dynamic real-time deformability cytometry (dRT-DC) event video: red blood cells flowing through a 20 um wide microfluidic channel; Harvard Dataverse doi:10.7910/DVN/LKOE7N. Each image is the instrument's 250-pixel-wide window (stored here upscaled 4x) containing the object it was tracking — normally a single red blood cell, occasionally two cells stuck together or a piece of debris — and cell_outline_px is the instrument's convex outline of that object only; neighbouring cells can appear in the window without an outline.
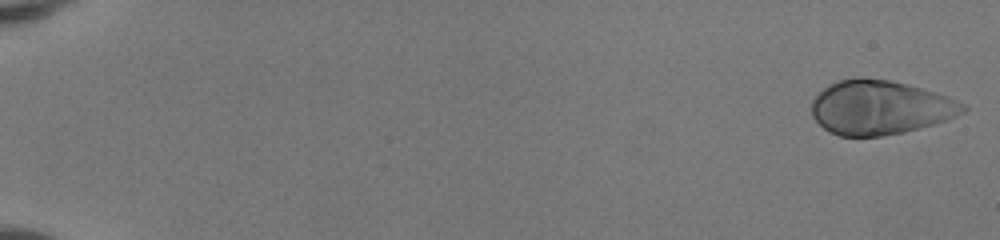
{"species": "human", "species_latin": "Homo sapiens", "temperature_condition": "room temperature", "stored_images_in_passage": 12, "camera_frame_rate_fps": 3000, "um_per_image_px": 0.085, "donor": {"sex": "female"}, "frame": {"image": 1, "passage_image": 1, "time_ms": 0.0, "image_size_px": [1000, 240], "cell_outline_px": [[968, 108], [964, 112], [956, 116], [932, 124], [904, 132], [880, 136], [840, 136], [828, 132], [812, 116], [812, 100], [824, 88], [840, 80], [888, 80], [908, 84], [936, 92], [948, 96], [964, 104]], "centroid_in_image_um": [74.82, 9.16], "position_along_channel_um": 10.2, "area_um2": 46.93}}